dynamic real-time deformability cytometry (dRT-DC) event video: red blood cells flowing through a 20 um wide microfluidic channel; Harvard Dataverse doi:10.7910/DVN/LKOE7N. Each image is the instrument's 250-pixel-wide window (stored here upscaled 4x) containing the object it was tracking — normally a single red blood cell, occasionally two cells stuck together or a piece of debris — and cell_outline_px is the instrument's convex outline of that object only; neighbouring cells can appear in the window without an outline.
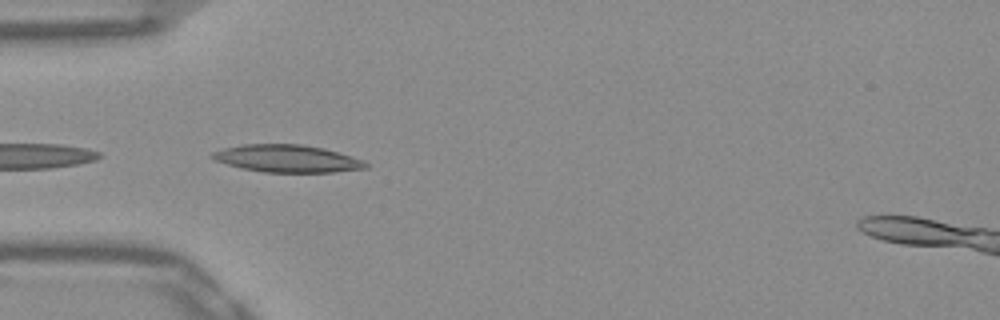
{"species": "Egyptian fruit bat (a non-hibernating species)", "species_latin": "Rousettus aegyptiacus", "temperature_condition": "warm", "stored_images_in_passage": 36, "camera_frame_rate_fps": 3000, "um_per_image_px": 0.085, "frame": {"image": 1, "passage_image": 1, "time_ms": 0.0, "image_size_px": [1000, 320], "cell_outline_px": [[368, 168], [332, 172], [264, 172], [240, 168], [216, 160], [208, 156], [212, 152], [224, 148], [244, 144], [300, 144], [324, 148], [364, 160], [368, 164]], "centroid_in_image_um": [24.4, 13.48], "position_along_channel_um": 60.6, "area_um2": 24.45}}
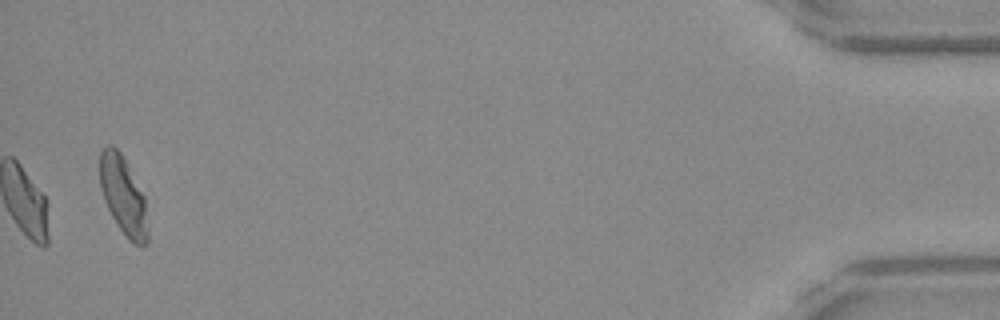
{"frame": {"image": 2, "passage_image": 36, "time_ms": 11.667, "image_size_px": [1000, 320], "cell_outline_px": [[148, 240], [144, 248], [140, 248], [132, 244], [124, 236], [116, 224], [104, 200], [100, 188], [100, 152], [108, 144], [112, 144], [120, 152], [128, 164], [144, 196], [148, 228]], "centroid_in_image_um": [10.49, 16.69], "position_along_channel_um": 424.7, "area_um2": 22.25}, "authors_computed_cell_mechanics": {"area_um2": 20.3456, "velocity_mm_per_s": 3.8671, "shape_relaxation_time_tau1_ms": 9.786, "shape_relaxation_time_tau2_ms": 1.1389, "deformation_change_tau1": 0.241, "deformation_change_tau2": 0.0928}}